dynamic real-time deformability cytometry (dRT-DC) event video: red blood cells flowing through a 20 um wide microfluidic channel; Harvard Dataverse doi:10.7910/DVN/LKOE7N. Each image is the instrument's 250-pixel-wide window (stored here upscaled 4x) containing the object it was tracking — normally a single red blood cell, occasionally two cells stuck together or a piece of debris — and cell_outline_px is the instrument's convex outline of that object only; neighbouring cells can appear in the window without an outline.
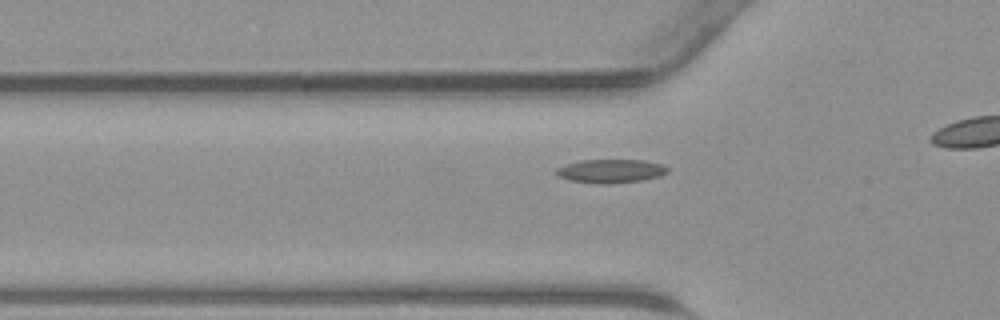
{"species": "common noctule bat (a hibernating species)", "species_latin": "Nyctalus noctula", "temperature_condition": "warm", "stored_images_in_passage": 25, "camera_frame_rate_fps": 3000, "um_per_image_px": 0.085, "animal": {"sex": "male", "body_mass_g": 23.1, "forearm_length_mm": 52.7}, "frame": {"image": 1, "passage_image": 4, "time_ms": 1.0, "image_size_px": [1000, 320], "cell_outline_px": [[668, 172], [660, 176], [640, 180], [612, 184], [592, 184], [568, 180], [560, 176], [556, 172], [556, 168], [580, 160], [644, 160], [664, 164], [668, 168]], "centroid_in_image_um": [51.93, 14.54], "position_along_channel_um": 73.9, "area_um2": 15.43}}
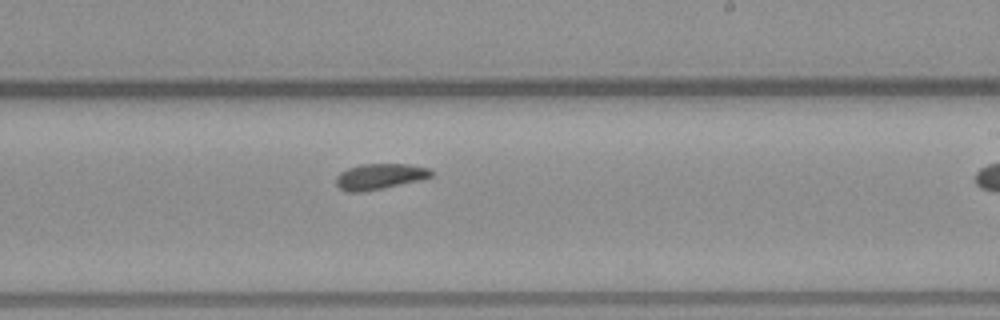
{"frame": {"image": 2, "passage_image": 16, "time_ms": 5.0, "image_size_px": [1000, 320], "cell_outline_px": [[432, 176], [420, 180], [384, 188], [360, 192], [348, 192], [340, 188], [336, 184], [336, 176], [340, 172], [348, 168], [360, 164], [408, 164], [428, 168], [432, 172]], "centroid_in_image_um": [32.25, 15.0], "position_along_channel_um": 256.8, "area_um2": 14.22}}
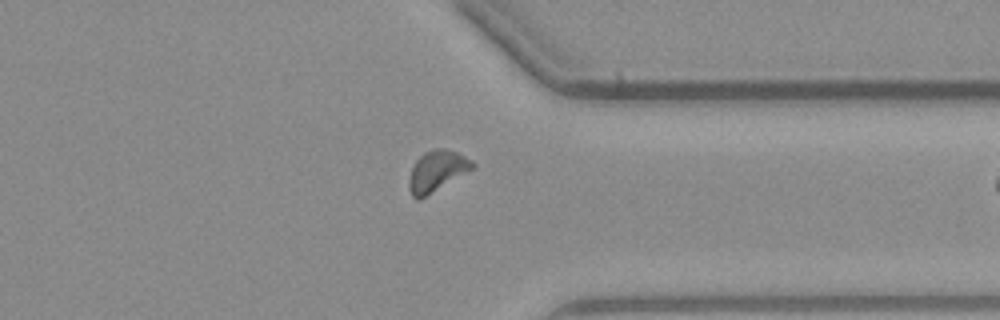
{"frame": {"image": 3, "passage_image": 24, "time_ms": 7.667, "image_size_px": [1000, 320], "cell_outline_px": [[476, 168], [420, 200], [416, 200], [412, 196], [408, 188], [408, 180], [412, 168], [416, 160], [424, 152], [432, 148], [444, 148], [456, 152], [472, 160], [476, 164]], "centroid_in_image_um": [37.15, 14.55], "position_along_channel_um": 374.3, "area_um2": 15.49}}